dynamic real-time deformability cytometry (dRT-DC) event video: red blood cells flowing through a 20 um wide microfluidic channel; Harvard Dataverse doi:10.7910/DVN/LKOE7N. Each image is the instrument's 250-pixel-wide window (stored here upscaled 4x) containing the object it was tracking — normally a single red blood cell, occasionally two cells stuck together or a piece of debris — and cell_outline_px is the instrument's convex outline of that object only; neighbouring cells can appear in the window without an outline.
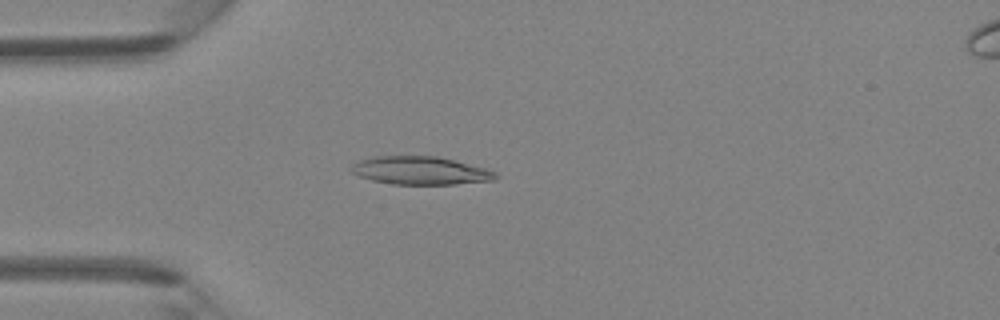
{"species": "Egyptian fruit bat (a non-hibernating species)", "species_latin": "Rousettus aegyptiacus", "temperature_condition": "room temperature", "stored_images_in_passage": 37, "camera_frame_rate_fps": 3000, "um_per_image_px": 0.085, "animal": {"sex": "female"}, "frame": {"image": 1, "passage_image": 4, "time_ms": 1.0, "image_size_px": [1000, 320], "cell_outline_px": [[500, 176], [496, 180], [456, 184], [392, 184], [372, 180], [360, 176], [352, 172], [352, 164], [360, 160], [372, 156], [436, 156], [484, 168], [496, 172]], "centroid_in_image_um": [35.75, 14.5], "position_along_channel_um": 49.3, "area_um2": 23.47}}
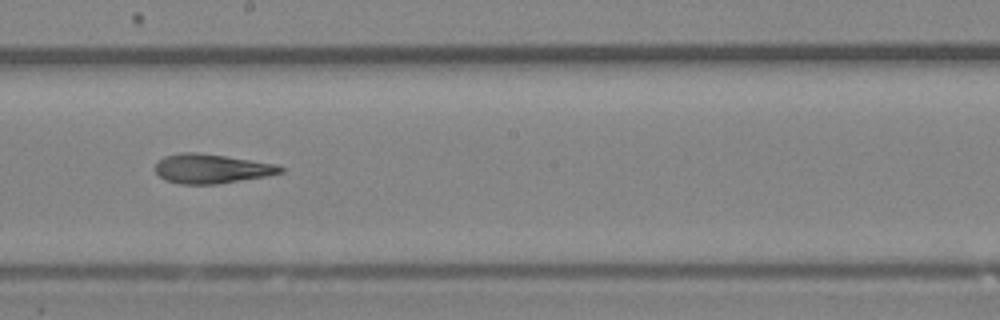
{"frame": {"image": 2, "passage_image": 17, "time_ms": 5.333, "image_size_px": [1000, 320], "cell_outline_px": [[284, 172], [268, 176], [216, 184], [180, 184], [164, 180], [156, 172], [156, 164], [164, 156], [180, 152], [196, 152], [228, 156], [276, 164], [284, 168]], "centroid_in_image_um": [17.99, 14.33], "position_along_channel_um": 230.2, "area_um2": 21.5}}
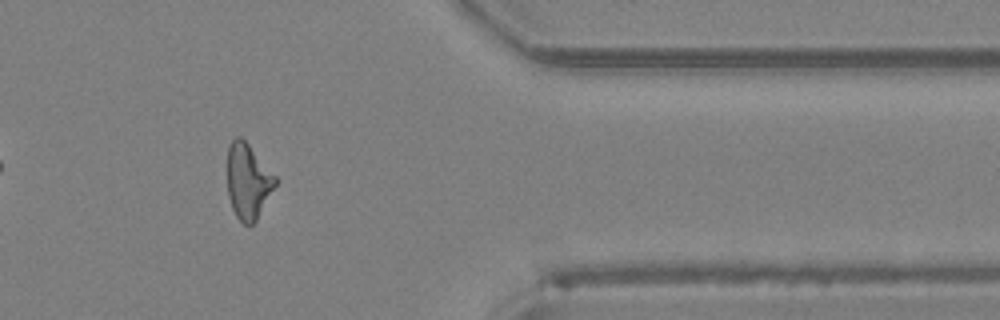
{"frame": {"image": 3, "passage_image": 29, "time_ms": 9.333, "image_size_px": [1000, 320], "cell_outline_px": [[276, 184], [256, 220], [252, 224], [244, 224], [236, 216], [232, 208], [228, 196], [228, 148], [232, 140], [236, 136], [240, 136], [248, 144], [276, 176]], "centroid_in_image_um": [21.07, 15.4], "position_along_channel_um": 390.3, "area_um2": 20.69}}